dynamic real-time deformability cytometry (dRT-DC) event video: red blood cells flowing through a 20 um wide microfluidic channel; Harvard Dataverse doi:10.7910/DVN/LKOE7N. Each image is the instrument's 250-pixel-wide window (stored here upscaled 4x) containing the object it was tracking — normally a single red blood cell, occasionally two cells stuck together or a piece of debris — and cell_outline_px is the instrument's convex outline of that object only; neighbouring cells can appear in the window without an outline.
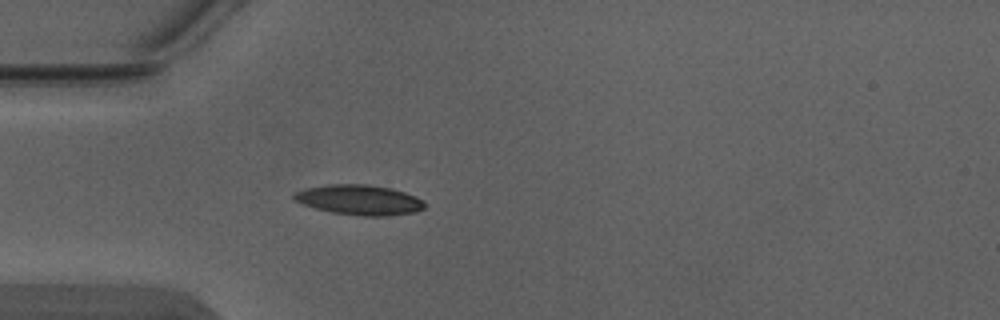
{"species": "Egyptian fruit bat (a non-hibernating species)", "species_latin": "Rousettus aegyptiacus", "temperature_condition": "warm", "stored_images_in_passage": 2, "camera_frame_rate_fps": 3000, "um_per_image_px": 0.085, "animal": {"sex": "male"}, "frame": {"image": 1, "passage_image": 2, "time_ms": 0.333, "image_size_px": [1000, 320], "cell_outline_px": [[424, 208], [416, 212], [388, 216], [364, 216], [332, 212], [316, 208], [292, 200], [292, 192], [304, 188], [328, 184], [364, 184], [392, 188], [416, 196], [424, 200]], "centroid_in_image_um": [30.52, 16.98], "position_along_channel_um": 54.5, "area_um2": 23.06}}